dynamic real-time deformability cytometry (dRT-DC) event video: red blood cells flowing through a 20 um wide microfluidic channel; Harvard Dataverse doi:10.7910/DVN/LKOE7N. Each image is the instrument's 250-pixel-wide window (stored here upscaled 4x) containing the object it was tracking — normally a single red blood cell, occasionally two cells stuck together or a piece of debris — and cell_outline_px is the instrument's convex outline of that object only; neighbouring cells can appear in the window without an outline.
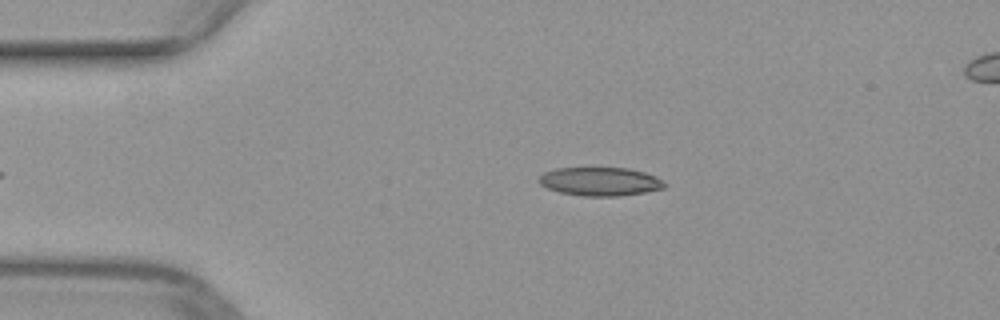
{"species": "common noctule bat (a hibernating species)", "species_latin": "Nyctalus noctula", "temperature_condition": "warm", "stored_images_in_passage": 37, "camera_frame_rate_fps": 3000, "um_per_image_px": 0.085, "animal": {"sex": "female", "body_mass_g": 29.2, "forearm_length_mm": 56.3}, "frame": {"image": 1, "passage_image": 3, "time_ms": 0.667, "image_size_px": [1000, 320], "cell_outline_px": [[668, 184], [664, 188], [644, 192], [620, 196], [580, 196], [560, 192], [548, 188], [540, 184], [536, 180], [544, 172], [556, 168], [628, 168], [644, 172], [656, 176], [664, 180]], "centroid_in_image_um": [51.02, 15.43], "position_along_channel_um": 34.0, "area_um2": 21.04}}
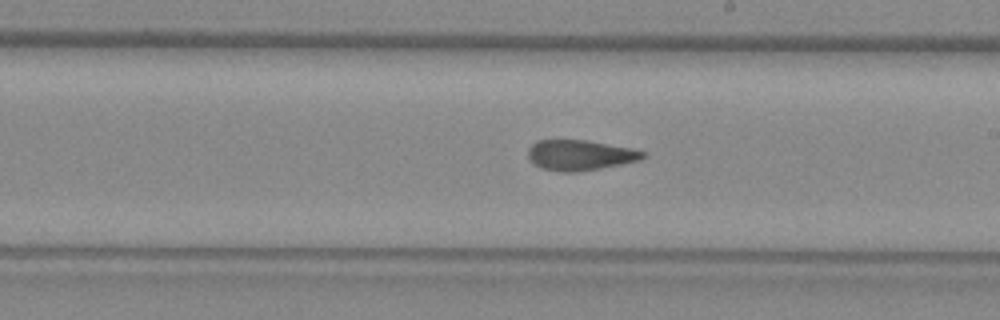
{"frame": {"image": 2, "passage_image": 21, "time_ms": 6.667, "image_size_px": [1000, 320], "cell_outline_px": [[648, 156], [640, 160], [600, 168], [576, 172], [560, 172], [544, 168], [536, 164], [528, 156], [528, 148], [536, 140], [584, 140], [632, 148], [648, 152]], "centroid_in_image_um": [49.35, 13.18], "position_along_channel_um": 239.7, "area_um2": 20.23}}
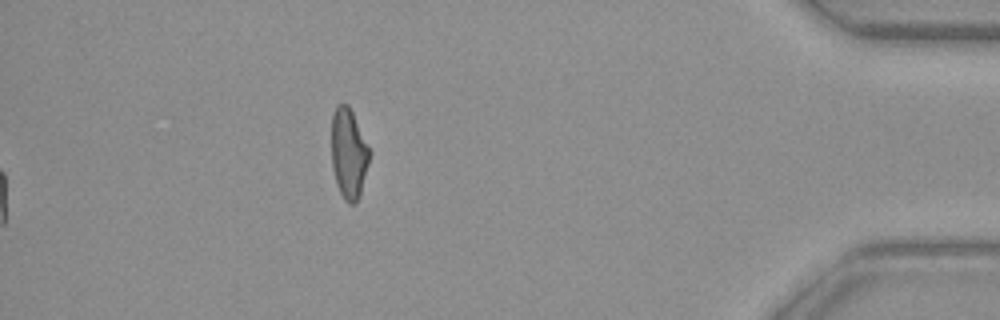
{"frame": {"image": 3, "passage_image": 37, "time_ms": 12.0, "image_size_px": [1000, 320], "cell_outline_px": [[372, 152], [360, 192], [356, 204], [348, 204], [344, 200], [336, 184], [332, 168], [332, 116], [336, 104], [348, 104]], "centroid_in_image_um": [29.64, 13.05], "position_along_channel_um": 405.6, "area_um2": 20.06}}